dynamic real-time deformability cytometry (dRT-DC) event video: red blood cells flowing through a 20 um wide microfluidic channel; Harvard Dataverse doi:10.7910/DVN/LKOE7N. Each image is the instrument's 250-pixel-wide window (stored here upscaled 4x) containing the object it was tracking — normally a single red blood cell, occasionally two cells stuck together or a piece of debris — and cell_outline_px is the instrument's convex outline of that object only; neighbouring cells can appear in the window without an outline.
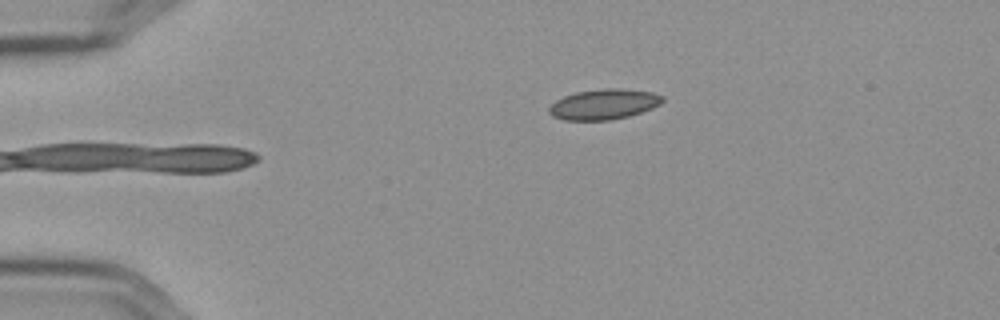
{"species": "Egyptian fruit bat (a non-hibernating species)", "species_latin": "Rousettus aegyptiacus", "temperature_condition": "cold", "stored_images_in_passage": 46, "camera_frame_rate_fps": 3000, "um_per_image_px": 0.085, "frame": {"image": 1, "passage_image": 1, "time_ms": 0.0, "image_size_px": [1000, 320], "cell_outline_px": [[664, 100], [660, 104], [652, 108], [628, 116], [608, 120], [564, 120], [552, 116], [548, 112], [548, 108], [556, 100], [564, 96], [576, 92], [604, 88], [620, 88], [652, 92], [664, 96]], "centroid_in_image_um": [51.32, 8.86], "position_along_channel_um": 33.7, "area_um2": 20.06}}
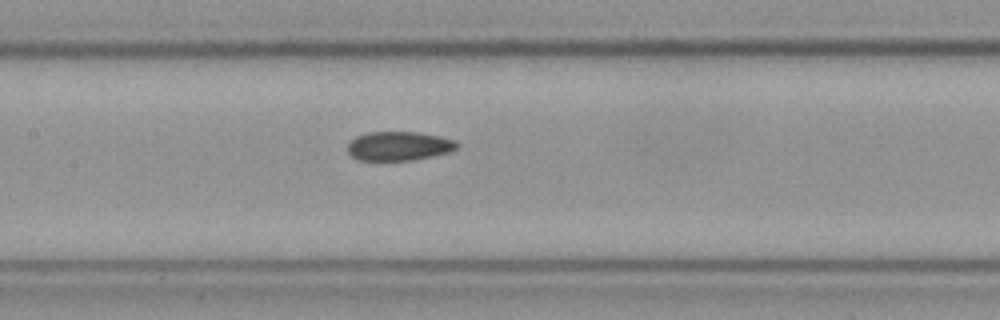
{"frame": {"image": 2, "passage_image": 17, "time_ms": 5.333, "image_size_px": [1000, 320], "cell_outline_px": [[460, 144], [456, 148], [448, 152], [432, 156], [412, 160], [356, 160], [348, 152], [348, 144], [356, 136], [368, 132], [416, 132], [436, 136], [452, 140]], "centroid_in_image_um": [33.86, 12.42], "position_along_channel_um": 173.5, "area_um2": 18.26}}
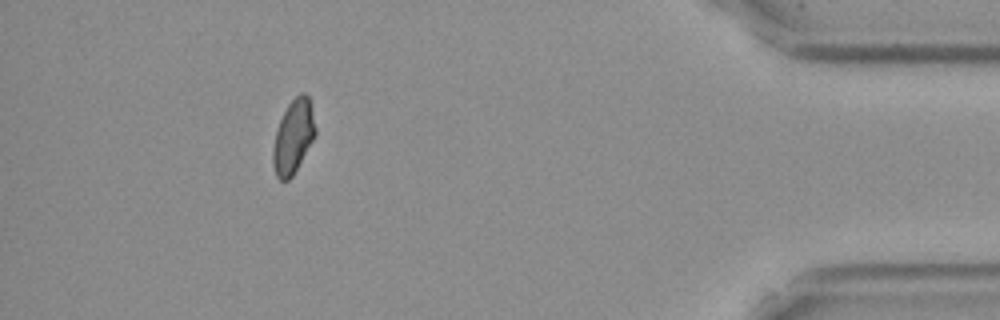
{"frame": {"image": 3, "passage_image": 41, "time_ms": 13.333, "image_size_px": [1000, 320], "cell_outline_px": [[316, 136], [292, 176], [288, 180], [280, 180], [276, 176], [272, 164], [272, 152], [276, 128], [288, 104], [300, 92], [304, 92], [308, 96], [316, 128]], "centroid_in_image_um": [24.92, 11.63], "position_along_channel_um": 410.3, "area_um2": 18.21}, "authors_computed_cell_mechanics": {"area_um2": 19.0162, "velocity_mm_per_s": 3.5913, "shape_relaxation_time_tau1_ms": null, "shape_relaxation_time_tau2_ms": 2.1044, "deformation_change_tau1": null, "deformation_change_tau2": 0.0712}}